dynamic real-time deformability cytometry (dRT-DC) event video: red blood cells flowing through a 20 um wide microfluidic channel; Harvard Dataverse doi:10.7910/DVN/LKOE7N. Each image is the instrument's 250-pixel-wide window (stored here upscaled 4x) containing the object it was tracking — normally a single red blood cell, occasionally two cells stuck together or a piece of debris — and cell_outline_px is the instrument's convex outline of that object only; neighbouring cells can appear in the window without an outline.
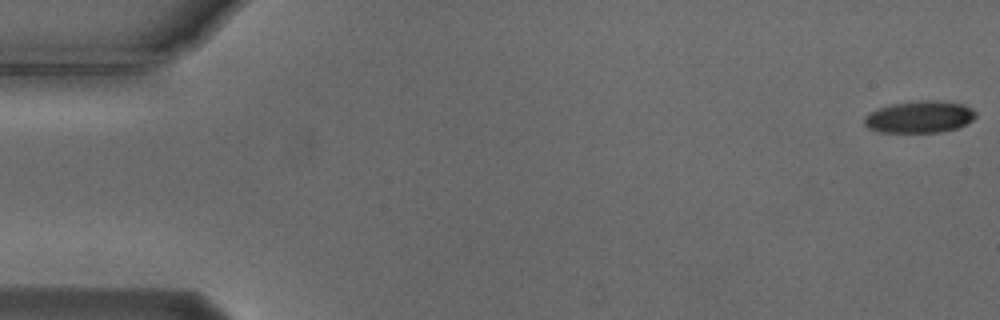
{"species": "Egyptian fruit bat (a non-hibernating species)", "species_latin": "Rousettus aegyptiacus", "temperature_condition": "cold", "stored_images_in_passage": 13, "camera_frame_rate_fps": 3000, "um_per_image_px": 0.085, "animal": {"sex": "male"}, "frame": {"image": 1, "passage_image": 1, "time_ms": 0.0, "image_size_px": [1000, 320], "cell_outline_px": [[976, 116], [972, 120], [956, 128], [940, 132], [880, 132], [868, 128], [864, 124], [864, 116], [868, 112], [892, 104], [920, 100], [944, 100], [964, 104], [972, 108], [976, 112]], "centroid_in_image_um": [78.16, 9.92], "position_along_channel_um": 6.8, "area_um2": 20.87}}